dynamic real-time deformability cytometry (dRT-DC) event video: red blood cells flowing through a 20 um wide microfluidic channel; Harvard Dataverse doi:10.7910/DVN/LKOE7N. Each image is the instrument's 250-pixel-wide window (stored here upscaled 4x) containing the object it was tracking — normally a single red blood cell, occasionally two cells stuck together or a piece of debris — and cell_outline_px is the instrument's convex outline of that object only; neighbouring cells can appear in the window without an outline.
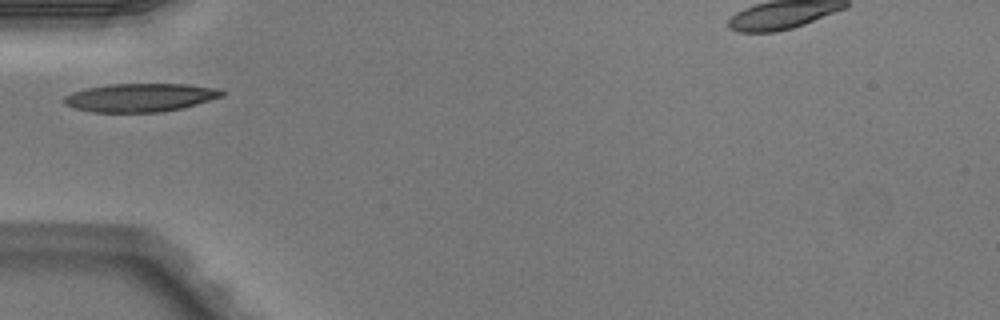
{"species": "Egyptian fruit bat (a non-hibernating species)", "species_latin": "Rousettus aegyptiacus", "temperature_condition": "warm", "stored_images_in_passage": 2, "camera_frame_rate_fps": 3000, "um_per_image_px": 0.085, "animal": {"sex": "male"}, "frame": {"image": 1, "passage_image": 1, "time_ms": 0.0, "image_size_px": [1000, 320], "cell_outline_px": [[224, 96], [196, 104], [180, 108], [160, 112], [92, 112], [76, 108], [64, 104], [64, 96], [72, 92], [88, 88], [108, 84], [188, 84], [220, 88], [224, 92]], "centroid_in_image_um": [11.94, 8.28], "position_along_channel_um": 73.1, "area_um2": 26.01}}
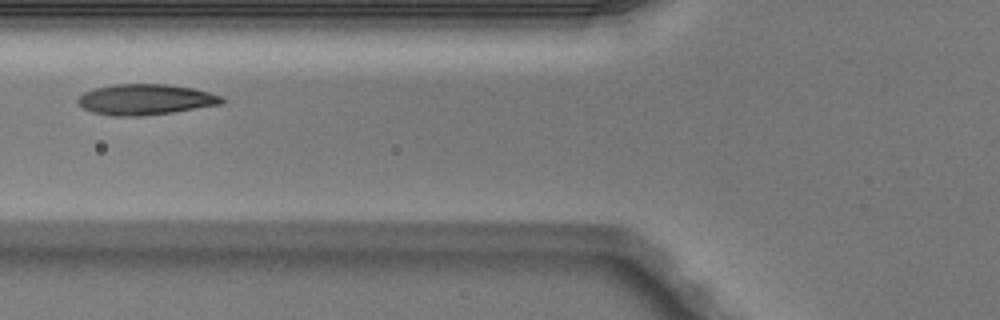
{"frame": {"image": 2, "passage_image": 2, "time_ms": 0.333, "image_size_px": [1000, 320], "cell_outline_px": [[224, 100], [220, 104], [172, 112], [144, 116], [112, 116], [92, 112], [84, 108], [76, 100], [84, 92], [96, 88], [112, 84], [168, 84], [192, 88], [208, 92], [220, 96]], "centroid_in_image_um": [12.32, 8.46], "position_along_channel_um": 113.5, "area_um2": 25.55}}